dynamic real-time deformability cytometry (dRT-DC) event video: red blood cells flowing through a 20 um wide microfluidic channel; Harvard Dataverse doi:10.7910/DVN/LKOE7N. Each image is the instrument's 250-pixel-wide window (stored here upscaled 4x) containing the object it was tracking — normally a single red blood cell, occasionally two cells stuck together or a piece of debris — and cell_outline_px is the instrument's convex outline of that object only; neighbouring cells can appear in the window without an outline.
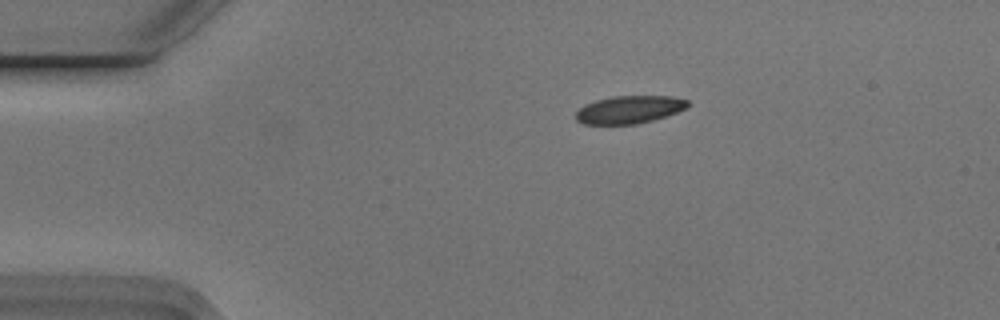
{"species": "Egyptian fruit bat (a non-hibernating species)", "species_latin": "Rousettus aegyptiacus", "temperature_condition": "cold", "stored_images_in_passage": 45, "camera_frame_rate_fps": 3000, "um_per_image_px": 0.085, "animal": {"sex": "male"}, "frame": {"image": 1, "passage_image": 1, "time_ms": 0.0, "image_size_px": [1000, 320], "cell_outline_px": [[688, 108], [652, 120], [636, 124], [584, 124], [576, 120], [576, 112], [584, 104], [596, 100], [612, 96], [672, 96], [688, 100]], "centroid_in_image_um": [53.48, 9.31], "position_along_channel_um": 31.5, "area_um2": 18.03}}
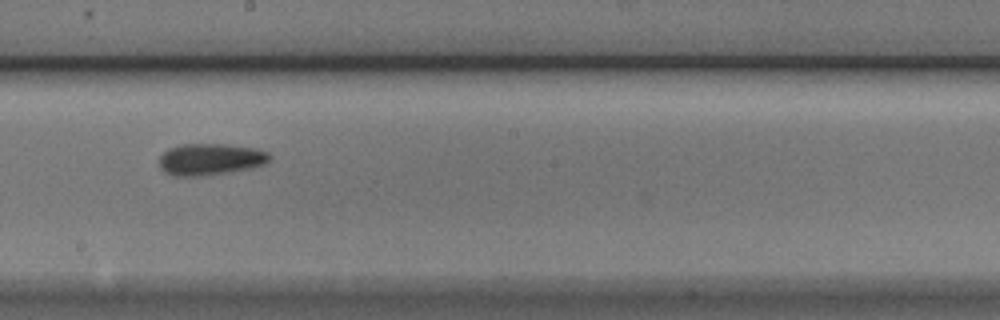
{"frame": {"image": 2, "passage_image": 21, "time_ms": 6.667, "image_size_px": [1000, 320], "cell_outline_px": [[272, 156], [264, 164], [252, 168], [228, 172], [200, 176], [172, 176], [164, 172], [160, 168], [160, 156], [168, 148], [180, 144], [224, 144], [256, 148], [268, 152]], "centroid_in_image_um": [17.87, 13.54], "position_along_channel_um": 230.3, "area_um2": 20.46}}
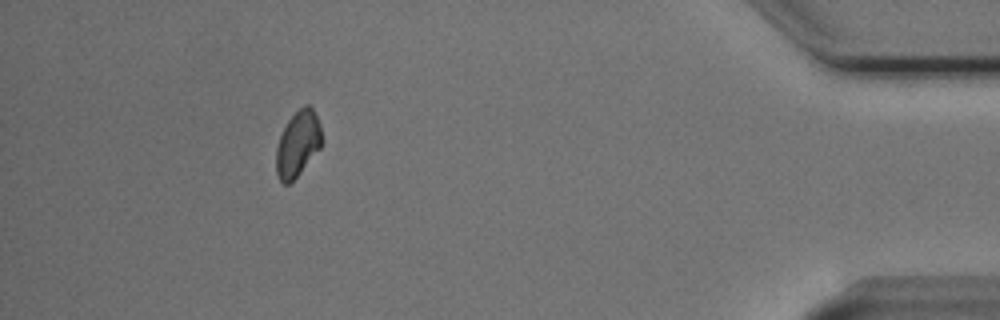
{"frame": {"image": 3, "passage_image": 40, "time_ms": 13.0, "image_size_px": [1000, 320], "cell_outline_px": [[324, 140], [320, 148], [300, 172], [288, 184], [284, 184], [276, 176], [276, 148], [280, 136], [288, 120], [304, 104], [308, 104], [312, 108], [320, 124]], "centroid_in_image_um": [25.32, 12.22], "position_along_channel_um": 409.9, "area_um2": 17.4}, "authors_computed_cell_mechanics": {"area_um2": 18.6116, "velocity_mm_per_s": 3.7503, "shape_relaxation_time_tau1_ms": 6.0167, "shape_relaxation_time_tau2_ms": 6.5253, "deformation_change_tau1": 0.1549, "deformation_change_tau2": 0.1188}}